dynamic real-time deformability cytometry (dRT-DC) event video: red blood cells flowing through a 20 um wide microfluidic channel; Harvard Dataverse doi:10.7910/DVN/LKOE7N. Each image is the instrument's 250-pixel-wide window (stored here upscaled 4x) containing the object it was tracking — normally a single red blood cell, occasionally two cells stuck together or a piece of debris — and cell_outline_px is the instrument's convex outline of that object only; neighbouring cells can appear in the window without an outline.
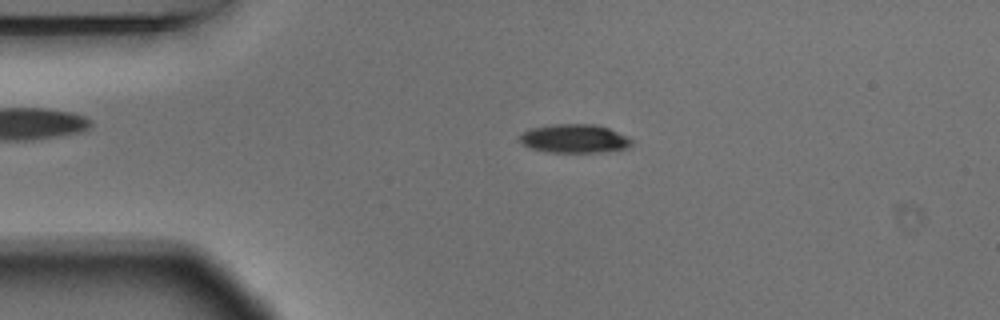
{"species": "Egyptian fruit bat (a non-hibernating species)", "species_latin": "Rousettus aegyptiacus", "temperature_condition": "warm", "stored_images_in_passage": 49, "camera_frame_rate_fps": 3000, "um_per_image_px": 0.085, "animal": {"sex": "male"}, "frame": {"image": 1, "passage_image": 6, "time_ms": 1.667, "image_size_px": [1000, 320], "cell_outline_px": [[632, 144], [628, 148], [604, 152], [548, 152], [532, 148], [524, 144], [520, 140], [520, 136], [528, 128], [552, 124], [592, 124], [608, 128], [632, 140]], "centroid_in_image_um": [48.81, 11.78], "position_along_channel_um": 36.2, "area_um2": 18.5}}
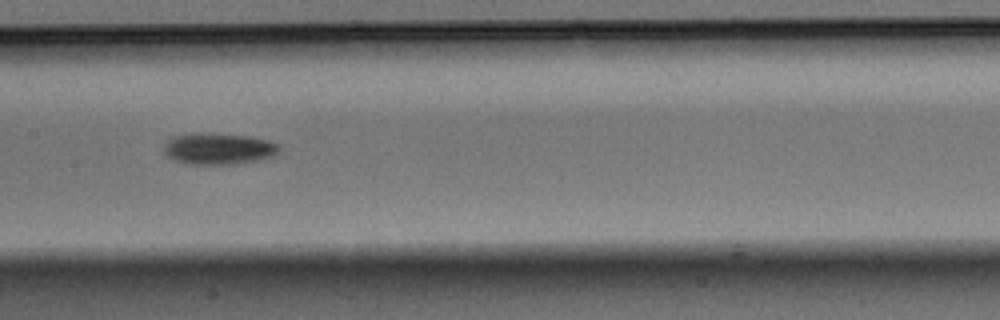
{"frame": {"image": 2, "passage_image": 21, "time_ms": 6.667, "image_size_px": [1000, 320], "cell_outline_px": [[280, 148], [272, 156], [256, 160], [232, 164], [184, 164], [168, 156], [164, 152], [164, 144], [168, 136], [192, 132], [200, 132], [248, 136], [268, 140], [276, 144]], "centroid_in_image_um": [18.47, 12.62], "position_along_channel_um": 188.9, "area_um2": 21.21}}
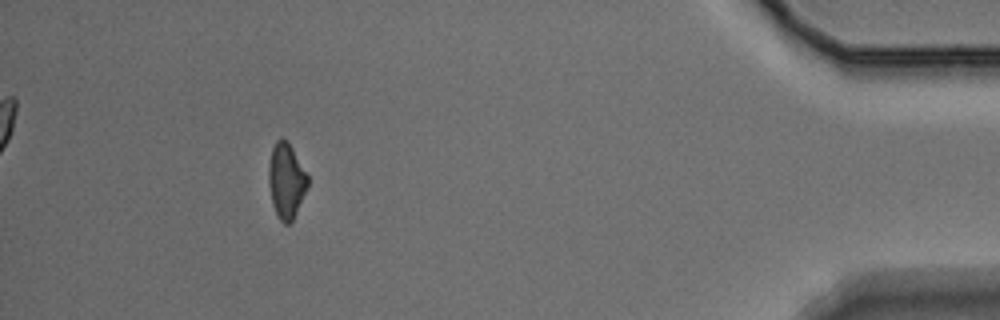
{"frame": {"image": 3, "passage_image": 44, "time_ms": 14.333, "image_size_px": [1000, 320], "cell_outline_px": [[308, 184], [296, 212], [292, 220], [288, 224], [284, 224], [280, 220], [272, 204], [268, 180], [268, 168], [272, 148], [276, 140], [280, 136], [288, 140], [308, 176]], "centroid_in_image_um": [24.31, 15.31], "position_along_channel_um": 410.9, "area_um2": 16.99}, "authors_computed_cell_mechanics": {"area_um2": 18.7272, "velocity_mm_per_s": 3.6826, "shape_relaxation_time_tau1_ms": 2.7424, "shape_relaxation_time_tau2_ms": null, "deformation_change_tau1": 0.1192, "deformation_change_tau2": null}}